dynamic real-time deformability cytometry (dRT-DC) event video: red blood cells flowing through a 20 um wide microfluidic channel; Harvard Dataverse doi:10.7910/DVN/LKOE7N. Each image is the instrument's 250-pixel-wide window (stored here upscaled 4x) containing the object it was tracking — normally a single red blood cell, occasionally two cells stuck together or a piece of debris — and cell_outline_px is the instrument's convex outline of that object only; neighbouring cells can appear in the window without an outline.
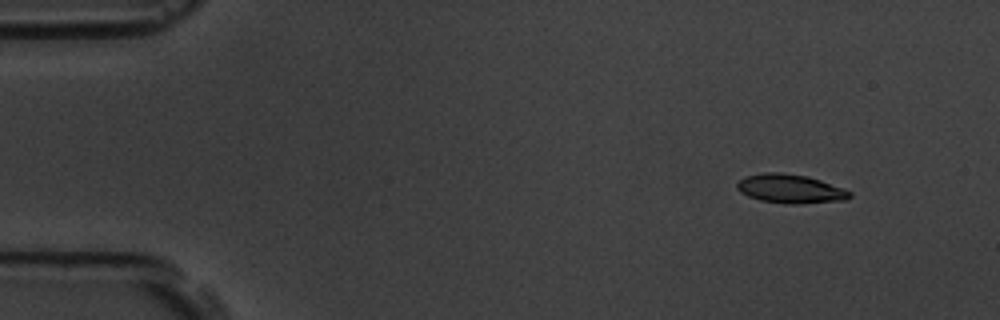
{"species": "common noctule bat (a hibernating species)", "species_latin": "Nyctalus noctula", "temperature_condition": "room temperature", "stored_images_in_passage": 4, "camera_frame_rate_fps": 3000, "um_per_image_px": 0.085, "animal": {"sex": "male", "body_mass_g": 19.5, "forearm_length_mm": 54.6}, "frame": {"image": 1, "passage_image": 1, "time_ms": 0.0, "image_size_px": [1000, 320], "cell_outline_px": [[852, 196], [848, 200], [800, 204], [784, 204], [760, 200], [748, 196], [740, 192], [736, 188], [736, 184], [744, 176], [764, 172], [780, 172], [808, 176], [844, 188], [852, 192]], "centroid_in_image_um": [67.19, 16.05], "position_along_channel_um": 17.8, "area_um2": 19.31}}
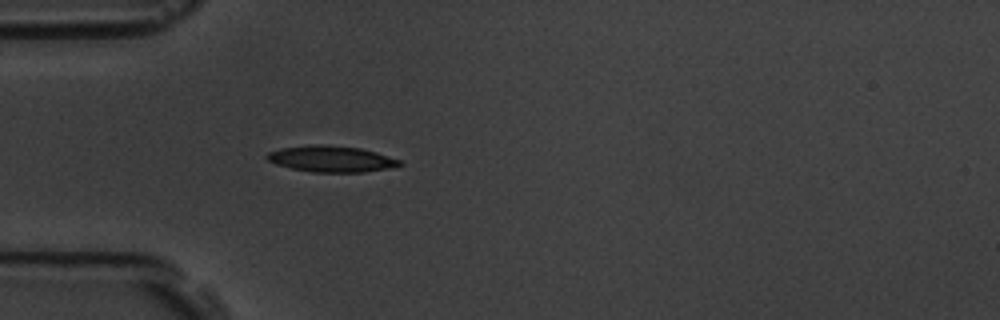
{"frame": {"image": 2, "passage_image": 4, "time_ms": 3.667, "image_size_px": [1000, 320], "cell_outline_px": [[404, 164], [396, 168], [364, 172], [312, 172], [292, 168], [276, 164], [268, 160], [264, 156], [268, 152], [280, 148], [320, 144], [360, 148], [376, 152], [400, 160]], "centroid_in_image_um": [28.2, 13.52], "position_along_channel_um": 56.8, "area_um2": 20.29}}